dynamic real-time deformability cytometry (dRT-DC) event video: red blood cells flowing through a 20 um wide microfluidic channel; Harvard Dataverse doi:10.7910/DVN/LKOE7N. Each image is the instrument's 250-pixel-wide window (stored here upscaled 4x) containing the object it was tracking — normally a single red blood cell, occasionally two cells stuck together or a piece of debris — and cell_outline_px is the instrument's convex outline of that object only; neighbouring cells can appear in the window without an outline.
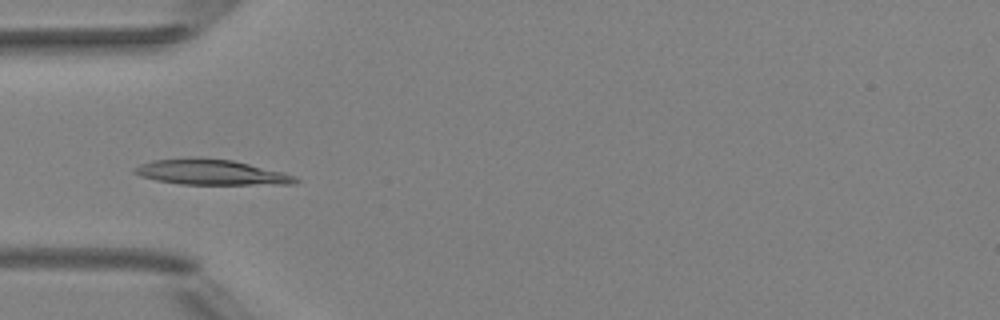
{"species": "Egyptian fruit bat (a non-hibernating species)", "species_latin": "Rousettus aegyptiacus", "temperature_condition": "room temperature", "stored_images_in_passage": 5, "camera_frame_rate_fps": 3000, "um_per_image_px": 0.085, "animal": {"sex": "female"}, "frame": {"image": 1, "passage_image": 4, "time_ms": 3.667, "image_size_px": [1000, 320], "cell_outline_px": [[300, 180], [296, 184], [180, 184], [156, 180], [140, 176], [132, 172], [132, 168], [140, 164], [152, 160], [196, 156], [232, 160], [284, 172]], "centroid_in_image_um": [17.88, 14.62], "position_along_channel_um": 67.1, "area_um2": 23.99}}
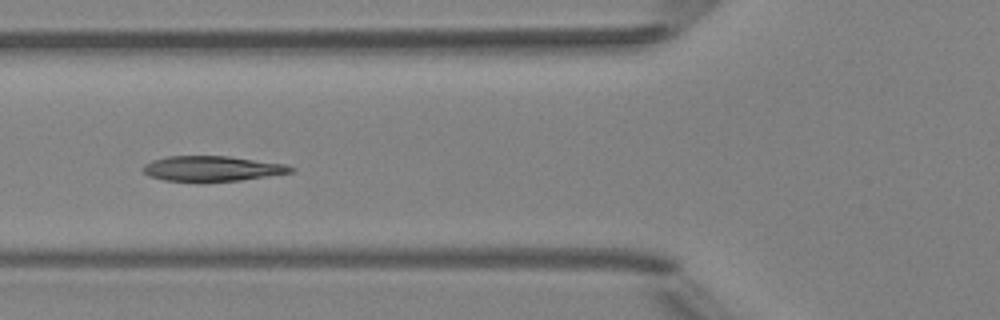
{"frame": {"image": 2, "passage_image": 5, "time_ms": 4.667, "image_size_px": [1000, 320], "cell_outline_px": [[296, 172], [240, 180], [164, 180], [148, 176], [144, 172], [144, 164], [152, 160], [168, 156], [228, 156], [284, 164], [296, 168]], "centroid_in_image_um": [18.06, 14.31], "position_along_channel_um": 107.7, "area_um2": 21.27}}